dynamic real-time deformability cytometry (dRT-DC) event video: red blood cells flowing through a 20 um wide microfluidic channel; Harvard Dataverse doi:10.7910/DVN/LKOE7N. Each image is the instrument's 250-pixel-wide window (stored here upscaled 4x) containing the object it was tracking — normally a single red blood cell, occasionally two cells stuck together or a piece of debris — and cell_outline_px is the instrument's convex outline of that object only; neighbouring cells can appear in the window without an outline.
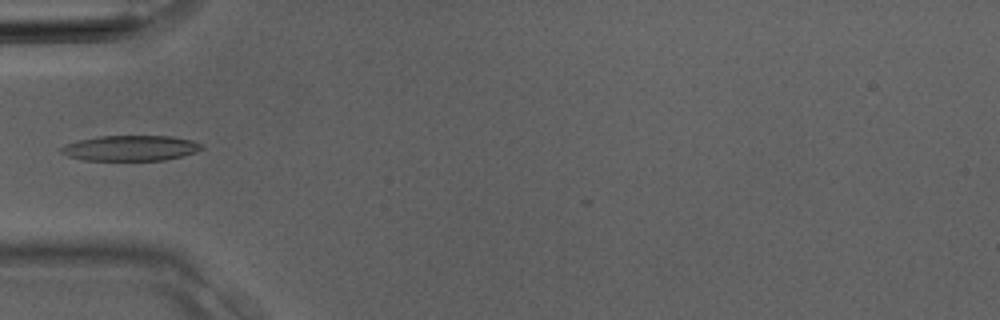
{"species": "Egyptian fruit bat (a non-hibernating species)", "species_latin": "Rousettus aegyptiacus", "temperature_condition": "room temperature", "stored_images_in_passage": 1, "camera_frame_rate_fps": 3000, "um_per_image_px": 0.085, "animal": {"sex": "male"}, "frame": {"image": 1, "passage_image": 1, "time_ms": 0.0, "image_size_px": [1000, 320], "cell_outline_px": [[204, 148], [196, 152], [164, 160], [84, 160], [68, 156], [60, 152], [60, 148], [68, 144], [80, 140], [100, 136], [172, 136], [192, 140], [204, 144]], "centroid_in_image_um": [11.14, 12.59], "position_along_channel_um": 73.9, "area_um2": 20.69}}